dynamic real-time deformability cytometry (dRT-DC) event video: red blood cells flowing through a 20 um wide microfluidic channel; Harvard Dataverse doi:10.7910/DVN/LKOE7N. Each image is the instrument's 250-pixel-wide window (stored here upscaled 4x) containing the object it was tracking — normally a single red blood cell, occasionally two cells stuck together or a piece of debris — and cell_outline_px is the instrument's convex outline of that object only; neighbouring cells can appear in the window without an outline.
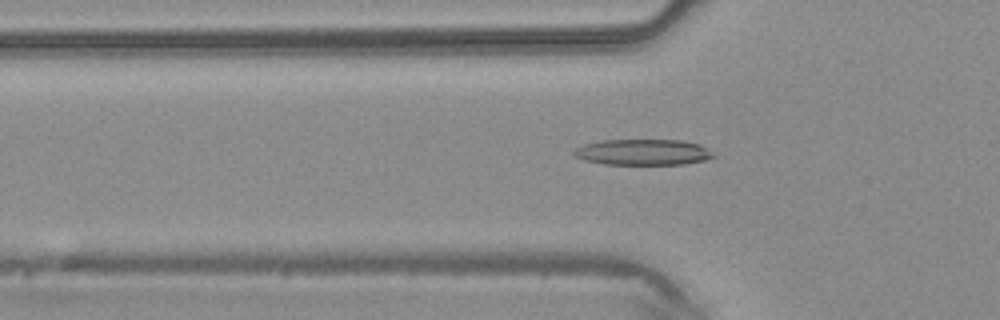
{"species": "common noctule bat (a hibernating species)", "species_latin": "Nyctalus noctula", "temperature_condition": "warm", "stored_images_in_passage": 29, "camera_frame_rate_fps": 3000, "um_per_image_px": 0.085, "animal": {"sex": "male", "body_mass_g": 20.4}, "frame": {"image": 1, "passage_image": 2, "time_ms": 0.333, "image_size_px": [1000, 320], "cell_outline_px": [[716, 156], [704, 160], [684, 164], [604, 164], [584, 160], [576, 156], [572, 152], [576, 148], [584, 144], [600, 140], [684, 140], [700, 144], [708, 148]], "centroid_in_image_um": [54.67, 12.92], "position_along_channel_um": 71.1, "area_um2": 21.1}}
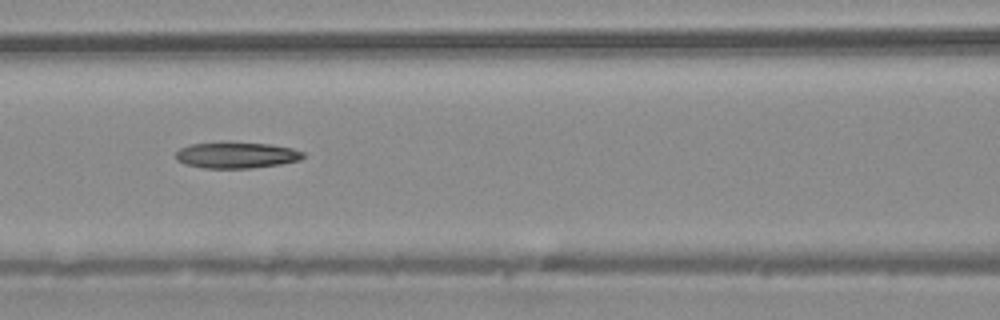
{"frame": {"image": 2, "passage_image": 7, "time_ms": 2.0, "image_size_px": [1000, 320], "cell_outline_px": [[304, 156], [300, 160], [280, 164], [252, 168], [204, 168], [184, 164], [176, 160], [176, 152], [180, 148], [192, 144], [272, 144], [292, 148], [304, 152]], "centroid_in_image_um": [20.12, 13.22], "position_along_channel_um": 146.5, "area_um2": 18.84}}
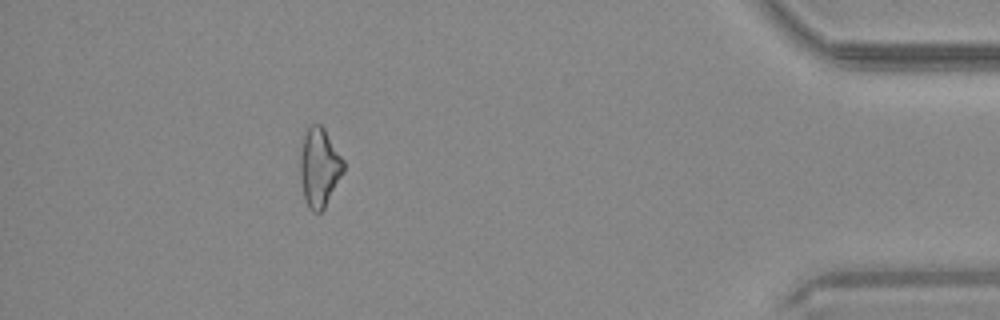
{"frame": {"image": 3, "passage_image": 28, "time_ms": 9.0, "image_size_px": [1000, 320], "cell_outline_px": [[344, 172], [324, 208], [320, 212], [312, 212], [308, 208], [304, 196], [300, 180], [300, 152], [304, 136], [308, 124], [320, 124], [324, 128], [344, 160]], "centroid_in_image_um": [27.14, 14.22], "position_along_channel_um": 408.1, "area_um2": 20.0}}